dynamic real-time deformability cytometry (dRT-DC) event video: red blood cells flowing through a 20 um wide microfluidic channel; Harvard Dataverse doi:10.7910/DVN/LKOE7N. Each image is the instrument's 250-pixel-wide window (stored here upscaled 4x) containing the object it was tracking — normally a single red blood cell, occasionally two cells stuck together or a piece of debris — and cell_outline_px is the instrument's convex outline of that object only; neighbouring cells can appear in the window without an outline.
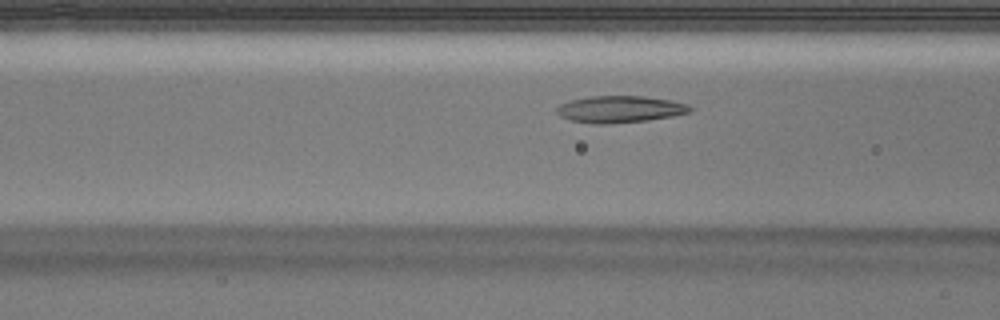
{"species": "Egyptian fruit bat (a non-hibernating species)", "species_latin": "Rousettus aegyptiacus", "temperature_condition": "warm", "stored_images_in_passage": 8, "camera_frame_rate_fps": 3000, "um_per_image_px": 0.085, "animal": {"sex": "male"}, "frame": {"image": 1, "passage_image": 5, "time_ms": 1.333, "image_size_px": [1000, 320], "cell_outline_px": [[692, 112], [672, 116], [648, 120], [608, 124], [592, 124], [572, 120], [560, 116], [556, 112], [556, 108], [560, 104], [568, 100], [588, 96], [644, 96], [668, 100], [684, 104], [692, 108]], "centroid_in_image_um": [52.64, 9.28], "position_along_channel_um": 114.0, "area_um2": 20.81}}